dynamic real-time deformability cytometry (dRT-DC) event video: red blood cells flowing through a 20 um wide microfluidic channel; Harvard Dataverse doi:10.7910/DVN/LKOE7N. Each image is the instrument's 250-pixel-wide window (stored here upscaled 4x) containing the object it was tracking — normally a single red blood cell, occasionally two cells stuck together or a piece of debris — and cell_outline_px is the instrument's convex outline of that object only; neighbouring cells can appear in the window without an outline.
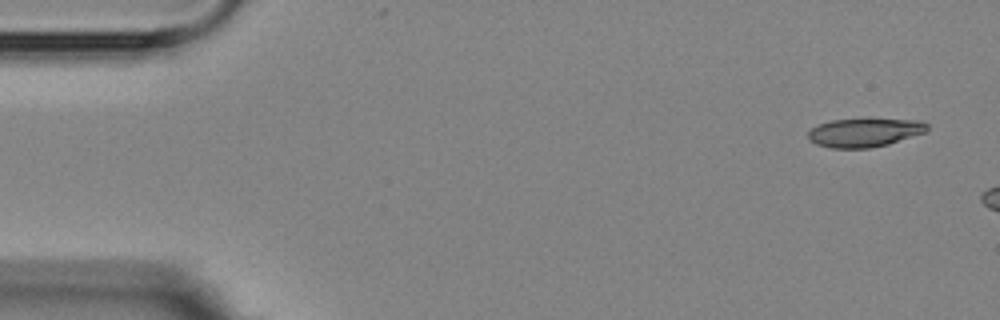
{"species": "Egyptian fruit bat (a non-hibernating species)", "species_latin": "Rousettus aegyptiacus", "temperature_condition": "room temperature", "stored_images_in_passage": 3, "camera_frame_rate_fps": 3000, "um_per_image_px": 0.085, "animal": {"sex": "female"}, "frame": {"image": 1, "passage_image": 1, "time_ms": 0.0, "image_size_px": [1000, 320], "cell_outline_px": [[928, 132], [888, 144], [868, 148], [828, 148], [816, 144], [808, 140], [808, 132], [812, 128], [820, 124], [832, 120], [920, 120], [928, 124]], "centroid_in_image_um": [73.49, 11.29], "position_along_channel_um": 11.5, "area_um2": 19.65}}